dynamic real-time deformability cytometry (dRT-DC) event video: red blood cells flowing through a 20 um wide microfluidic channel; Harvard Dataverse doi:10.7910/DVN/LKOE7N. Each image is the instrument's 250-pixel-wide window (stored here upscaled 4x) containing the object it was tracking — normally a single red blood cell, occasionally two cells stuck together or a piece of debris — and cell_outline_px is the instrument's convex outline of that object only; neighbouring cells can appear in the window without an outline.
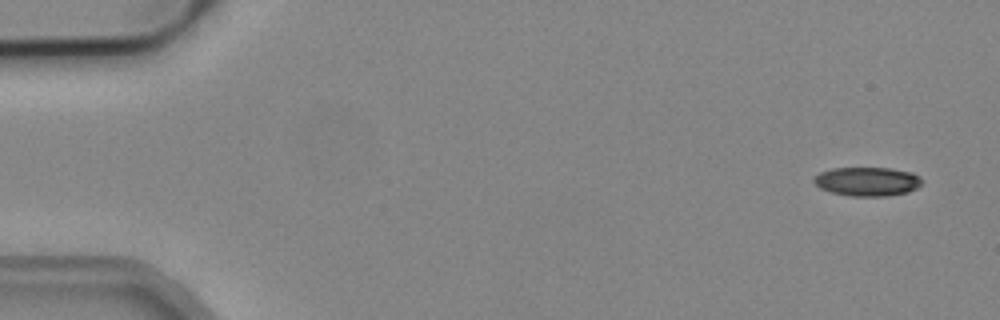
{"species": "common noctule bat (a hibernating species)", "species_latin": "Nyctalus noctula", "temperature_condition": "cold", "stored_images_in_passage": 4, "camera_frame_rate_fps": 3000, "um_per_image_px": 0.085, "animal": {"sex": "male", "body_mass_g": 19.2, "forearm_length_mm": 51.8}, "frame": {"image": 1, "passage_image": 1, "time_ms": 0.0, "image_size_px": [1000, 320], "cell_outline_px": [[924, 184], [908, 192], [888, 196], [848, 196], [832, 192], [820, 188], [812, 180], [812, 176], [820, 172], [832, 168], [892, 168], [912, 172], [920, 176], [924, 180]], "centroid_in_image_um": [73.75, 15.42], "position_along_channel_um": 11.3, "area_um2": 18.55}}